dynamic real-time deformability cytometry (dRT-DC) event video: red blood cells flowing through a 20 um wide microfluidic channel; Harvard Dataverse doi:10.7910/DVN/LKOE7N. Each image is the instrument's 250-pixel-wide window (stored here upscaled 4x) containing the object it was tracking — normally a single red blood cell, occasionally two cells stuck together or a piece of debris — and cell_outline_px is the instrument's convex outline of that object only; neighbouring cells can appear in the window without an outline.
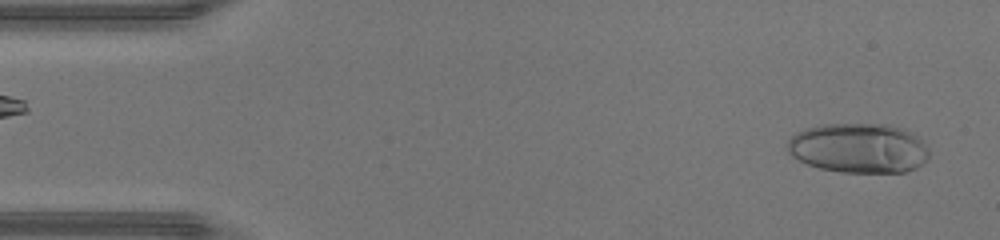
{"species": "human", "species_latin": "Homo sapiens", "temperature_condition": "warm", "stored_images_in_passage": 45, "camera_frame_rate_fps": 3000, "um_per_image_px": 0.085, "donor": {"sex": "male"}, "frame": {"image": 1, "passage_image": 2, "time_ms": 0.333, "image_size_px": [1000, 240], "cell_outline_px": [[928, 156], [916, 168], [904, 172], [840, 172], [820, 168], [808, 164], [792, 156], [788, 152], [788, 140], [796, 132], [808, 128], [824, 124], [888, 124], [904, 128], [924, 140], [928, 148]], "centroid_in_image_um": [73.01, 12.58], "position_along_channel_um": 12.0, "area_um2": 41.1}}
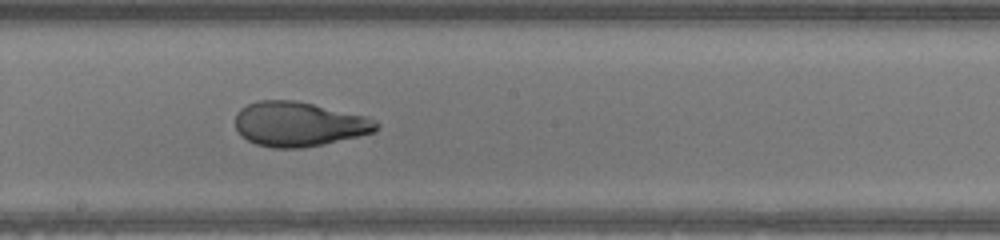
{"frame": {"image": 2, "passage_image": 24, "time_ms": 7.667, "image_size_px": [1000, 240], "cell_outline_px": [[380, 124], [376, 132], [324, 144], [300, 148], [272, 148], [256, 144], [240, 136], [236, 128], [236, 112], [240, 108], [248, 104], [260, 100], [292, 100], [312, 104], [368, 116], [376, 120]], "centroid_in_image_um": [25.42, 10.55], "position_along_channel_um": 222.8, "area_um2": 36.82}}
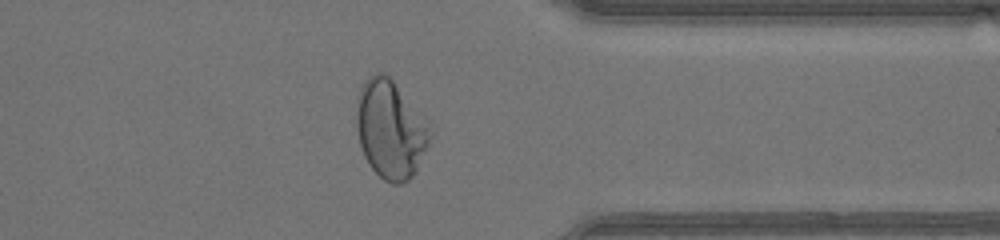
{"frame": {"image": 3, "passage_image": 35, "time_ms": 11.333, "image_size_px": [1000, 240], "cell_outline_px": [[428, 140], [416, 172], [408, 180], [400, 184], [392, 184], [384, 180], [368, 164], [364, 156], [360, 144], [356, 124], [356, 96], [364, 80], [368, 76], [376, 72], [384, 72], [392, 80], [428, 120]], "centroid_in_image_um": [33.14, 10.97], "position_along_channel_um": 378.3, "area_um2": 41.91}, "authors_computed_cell_mechanics": {"area_um2": 39.3618, "velocity_mm_per_s": 4.4937, "shape_relaxation_time_tau1_ms": 9.7165, "shape_relaxation_time_tau2_ms": null, "deformation_change_tau1": 0.4456, "deformation_change_tau2": null}}